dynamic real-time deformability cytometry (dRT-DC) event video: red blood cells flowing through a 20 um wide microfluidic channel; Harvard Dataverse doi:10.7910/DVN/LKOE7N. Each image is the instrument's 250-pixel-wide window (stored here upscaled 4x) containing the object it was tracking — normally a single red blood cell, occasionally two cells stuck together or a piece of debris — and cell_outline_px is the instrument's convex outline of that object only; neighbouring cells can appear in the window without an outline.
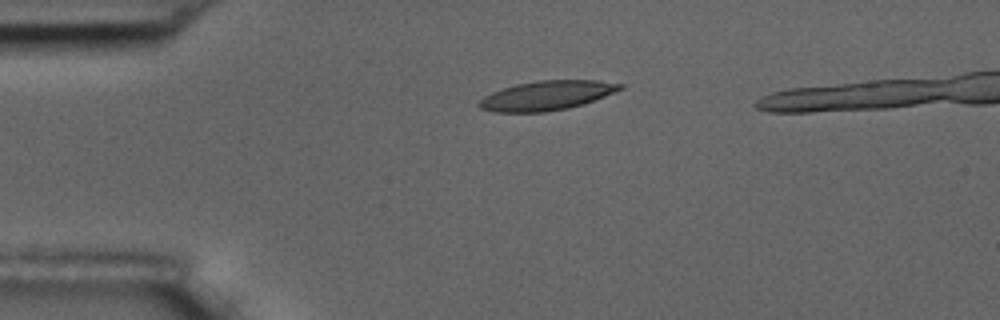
{"species": "common noctule bat (a hibernating species)", "species_latin": "Nyctalus noctula", "temperature_condition": "room temperature", "stored_images_in_passage": 2, "camera_frame_rate_fps": 3000, "um_per_image_px": 0.085, "animal": {"sex": "male", "body_mass_g": 17.5, "forearm_length_mm": 52.3}, "frame": {"image": 1, "passage_image": 1, "time_ms": 0.0, "image_size_px": [1000, 320], "cell_outline_px": [[624, 88], [584, 104], [568, 108], [544, 112], [496, 112], [480, 108], [476, 104], [484, 96], [492, 92], [516, 84], [540, 80], [596, 80], [624, 84]], "centroid_in_image_um": [46.47, 8.12], "position_along_channel_um": 38.5, "area_um2": 24.04}}
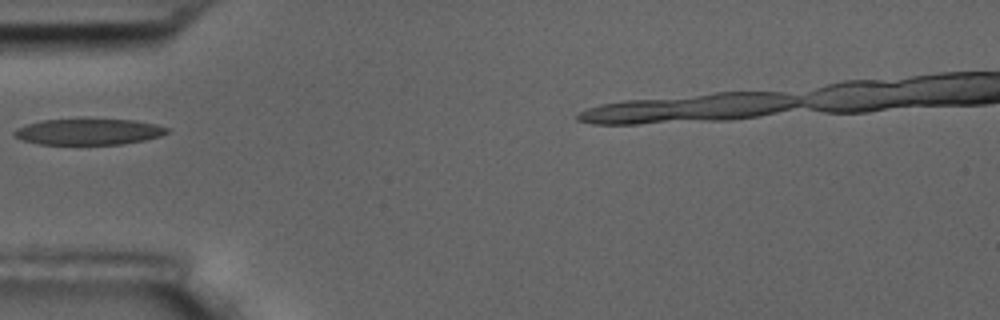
{"frame": {"image": 2, "passage_image": 2, "time_ms": 2.0, "image_size_px": [1000, 320], "cell_outline_px": [[168, 132], [160, 136], [144, 140], [120, 144], [40, 144], [24, 140], [12, 136], [12, 132], [16, 128], [40, 120], [76, 116], [80, 116], [136, 120], [156, 124], [168, 128]], "centroid_in_image_um": [7.49, 11.14], "position_along_channel_um": 77.5, "area_um2": 24.33}}